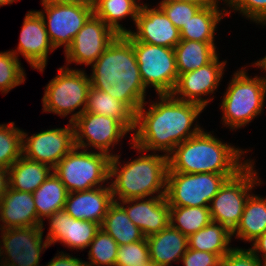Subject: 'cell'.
Wrapping results in <instances>:
<instances>
[{"instance_id": "9a60e30c", "label": "cell", "mask_w": 266, "mask_h": 266, "mask_svg": "<svg viewBox=\"0 0 266 266\" xmlns=\"http://www.w3.org/2000/svg\"><path fill=\"white\" fill-rule=\"evenodd\" d=\"M116 37L117 34L93 13L64 51L67 64L91 66Z\"/></svg>"}, {"instance_id": "7dc6e473", "label": "cell", "mask_w": 266, "mask_h": 266, "mask_svg": "<svg viewBox=\"0 0 266 266\" xmlns=\"http://www.w3.org/2000/svg\"><path fill=\"white\" fill-rule=\"evenodd\" d=\"M14 1H17V0H0V6L12 4Z\"/></svg>"}, {"instance_id": "d4e9b609", "label": "cell", "mask_w": 266, "mask_h": 266, "mask_svg": "<svg viewBox=\"0 0 266 266\" xmlns=\"http://www.w3.org/2000/svg\"><path fill=\"white\" fill-rule=\"evenodd\" d=\"M52 171L49 165L29 160L22 155L8 169L9 187L17 191L33 193Z\"/></svg>"}, {"instance_id": "7bdbcfd3", "label": "cell", "mask_w": 266, "mask_h": 266, "mask_svg": "<svg viewBox=\"0 0 266 266\" xmlns=\"http://www.w3.org/2000/svg\"><path fill=\"white\" fill-rule=\"evenodd\" d=\"M251 246L252 247L249 249L256 255V257L263 263L266 262V231L253 241ZM258 253H260L261 256Z\"/></svg>"}, {"instance_id": "2e32d148", "label": "cell", "mask_w": 266, "mask_h": 266, "mask_svg": "<svg viewBox=\"0 0 266 266\" xmlns=\"http://www.w3.org/2000/svg\"><path fill=\"white\" fill-rule=\"evenodd\" d=\"M226 63L219 61L217 55L205 66L180 74L172 95L179 100L197 103L205 108L212 98L204 99L202 96L215 93L223 77Z\"/></svg>"}, {"instance_id": "60d3db41", "label": "cell", "mask_w": 266, "mask_h": 266, "mask_svg": "<svg viewBox=\"0 0 266 266\" xmlns=\"http://www.w3.org/2000/svg\"><path fill=\"white\" fill-rule=\"evenodd\" d=\"M180 261L184 266H220L221 258L211 252L188 248Z\"/></svg>"}, {"instance_id": "30bf717a", "label": "cell", "mask_w": 266, "mask_h": 266, "mask_svg": "<svg viewBox=\"0 0 266 266\" xmlns=\"http://www.w3.org/2000/svg\"><path fill=\"white\" fill-rule=\"evenodd\" d=\"M125 36L133 44L141 80L146 89L152 86L157 95L172 94L179 78L174 48L137 41L130 33Z\"/></svg>"}, {"instance_id": "ab89813d", "label": "cell", "mask_w": 266, "mask_h": 266, "mask_svg": "<svg viewBox=\"0 0 266 266\" xmlns=\"http://www.w3.org/2000/svg\"><path fill=\"white\" fill-rule=\"evenodd\" d=\"M220 266H264L250 249L232 248L220 261Z\"/></svg>"}, {"instance_id": "f1b7e54d", "label": "cell", "mask_w": 266, "mask_h": 266, "mask_svg": "<svg viewBox=\"0 0 266 266\" xmlns=\"http://www.w3.org/2000/svg\"><path fill=\"white\" fill-rule=\"evenodd\" d=\"M68 193L65 185L54 172L33 192L37 217L42 222L41 226L44 225V217L64 209Z\"/></svg>"}, {"instance_id": "c3c4849f", "label": "cell", "mask_w": 266, "mask_h": 266, "mask_svg": "<svg viewBox=\"0 0 266 266\" xmlns=\"http://www.w3.org/2000/svg\"><path fill=\"white\" fill-rule=\"evenodd\" d=\"M142 266H157V265L153 264V262L150 261V262H148V263H146V264H144Z\"/></svg>"}, {"instance_id": "484cf974", "label": "cell", "mask_w": 266, "mask_h": 266, "mask_svg": "<svg viewBox=\"0 0 266 266\" xmlns=\"http://www.w3.org/2000/svg\"><path fill=\"white\" fill-rule=\"evenodd\" d=\"M224 11V13H223ZM217 5L203 6L190 20L181 28V40H194L200 42L214 43V34L217 24L222 18L230 14Z\"/></svg>"}, {"instance_id": "f907efd6", "label": "cell", "mask_w": 266, "mask_h": 266, "mask_svg": "<svg viewBox=\"0 0 266 266\" xmlns=\"http://www.w3.org/2000/svg\"><path fill=\"white\" fill-rule=\"evenodd\" d=\"M83 1H87V2H90V3L94 2V0H83Z\"/></svg>"}, {"instance_id": "7c38bea8", "label": "cell", "mask_w": 266, "mask_h": 266, "mask_svg": "<svg viewBox=\"0 0 266 266\" xmlns=\"http://www.w3.org/2000/svg\"><path fill=\"white\" fill-rule=\"evenodd\" d=\"M72 124L76 147L81 150H88L89 147H92L111 157L113 153H109L112 150L110 147L113 148L121 138L130 132L115 118L88 112H83Z\"/></svg>"}, {"instance_id": "681fc988", "label": "cell", "mask_w": 266, "mask_h": 266, "mask_svg": "<svg viewBox=\"0 0 266 266\" xmlns=\"http://www.w3.org/2000/svg\"><path fill=\"white\" fill-rule=\"evenodd\" d=\"M0 264H1L0 266H9L6 263L1 262V260H0Z\"/></svg>"}, {"instance_id": "74e56055", "label": "cell", "mask_w": 266, "mask_h": 266, "mask_svg": "<svg viewBox=\"0 0 266 266\" xmlns=\"http://www.w3.org/2000/svg\"><path fill=\"white\" fill-rule=\"evenodd\" d=\"M150 262L147 238L140 241L118 245L115 266H142Z\"/></svg>"}, {"instance_id": "f35d334b", "label": "cell", "mask_w": 266, "mask_h": 266, "mask_svg": "<svg viewBox=\"0 0 266 266\" xmlns=\"http://www.w3.org/2000/svg\"><path fill=\"white\" fill-rule=\"evenodd\" d=\"M224 2L251 21L266 25V0H224Z\"/></svg>"}, {"instance_id": "cb8c5ba5", "label": "cell", "mask_w": 266, "mask_h": 266, "mask_svg": "<svg viewBox=\"0 0 266 266\" xmlns=\"http://www.w3.org/2000/svg\"><path fill=\"white\" fill-rule=\"evenodd\" d=\"M84 112L115 118L130 132H134L136 113L126 103L92 86L88 92L87 104Z\"/></svg>"}, {"instance_id": "52a82bcc", "label": "cell", "mask_w": 266, "mask_h": 266, "mask_svg": "<svg viewBox=\"0 0 266 266\" xmlns=\"http://www.w3.org/2000/svg\"><path fill=\"white\" fill-rule=\"evenodd\" d=\"M90 87V77L85 70H74L67 65L60 67L58 75L45 87L43 112H52L62 117L72 113L69 120L72 123L85 111ZM77 108L79 111L75 112Z\"/></svg>"}, {"instance_id": "3957f363", "label": "cell", "mask_w": 266, "mask_h": 266, "mask_svg": "<svg viewBox=\"0 0 266 266\" xmlns=\"http://www.w3.org/2000/svg\"><path fill=\"white\" fill-rule=\"evenodd\" d=\"M245 152L202 129L168 155V172L237 174L250 161L241 162Z\"/></svg>"}, {"instance_id": "5b68a950", "label": "cell", "mask_w": 266, "mask_h": 266, "mask_svg": "<svg viewBox=\"0 0 266 266\" xmlns=\"http://www.w3.org/2000/svg\"><path fill=\"white\" fill-rule=\"evenodd\" d=\"M245 71L234 73L221 103L223 124L230 129L249 124L262 113L265 103L266 77L252 78Z\"/></svg>"}, {"instance_id": "4316f807", "label": "cell", "mask_w": 266, "mask_h": 266, "mask_svg": "<svg viewBox=\"0 0 266 266\" xmlns=\"http://www.w3.org/2000/svg\"><path fill=\"white\" fill-rule=\"evenodd\" d=\"M250 194L244 205L239 224L232 236L247 242L255 241L266 231V198Z\"/></svg>"}, {"instance_id": "ee69618b", "label": "cell", "mask_w": 266, "mask_h": 266, "mask_svg": "<svg viewBox=\"0 0 266 266\" xmlns=\"http://www.w3.org/2000/svg\"><path fill=\"white\" fill-rule=\"evenodd\" d=\"M9 188V172L8 169L0 168V201L7 193Z\"/></svg>"}, {"instance_id": "83f0119b", "label": "cell", "mask_w": 266, "mask_h": 266, "mask_svg": "<svg viewBox=\"0 0 266 266\" xmlns=\"http://www.w3.org/2000/svg\"><path fill=\"white\" fill-rule=\"evenodd\" d=\"M174 52L178 75L205 66L218 55L215 43L194 40H181Z\"/></svg>"}, {"instance_id": "5bb4252c", "label": "cell", "mask_w": 266, "mask_h": 266, "mask_svg": "<svg viewBox=\"0 0 266 266\" xmlns=\"http://www.w3.org/2000/svg\"><path fill=\"white\" fill-rule=\"evenodd\" d=\"M75 147L74 127L47 129L32 136L23 131L22 155L52 169Z\"/></svg>"}, {"instance_id": "9c48e42d", "label": "cell", "mask_w": 266, "mask_h": 266, "mask_svg": "<svg viewBox=\"0 0 266 266\" xmlns=\"http://www.w3.org/2000/svg\"><path fill=\"white\" fill-rule=\"evenodd\" d=\"M43 18L49 39L55 49L72 44L76 34L93 14V3L83 0H42ZM46 14V15H45Z\"/></svg>"}, {"instance_id": "44dd1931", "label": "cell", "mask_w": 266, "mask_h": 266, "mask_svg": "<svg viewBox=\"0 0 266 266\" xmlns=\"http://www.w3.org/2000/svg\"><path fill=\"white\" fill-rule=\"evenodd\" d=\"M114 202L111 186L69 192L64 210L74 219L103 223L109 206Z\"/></svg>"}, {"instance_id": "277c9868", "label": "cell", "mask_w": 266, "mask_h": 266, "mask_svg": "<svg viewBox=\"0 0 266 266\" xmlns=\"http://www.w3.org/2000/svg\"><path fill=\"white\" fill-rule=\"evenodd\" d=\"M119 159L120 155L117 154H113L110 159L109 177H115L110 184L114 201L154 197L155 193L158 196L166 195L169 168L167 155H141L125 165Z\"/></svg>"}, {"instance_id": "e0dca14e", "label": "cell", "mask_w": 266, "mask_h": 266, "mask_svg": "<svg viewBox=\"0 0 266 266\" xmlns=\"http://www.w3.org/2000/svg\"><path fill=\"white\" fill-rule=\"evenodd\" d=\"M43 18L37 11H28L25 15L17 50H11L18 58V53L34 69L43 72L48 61V53L54 51Z\"/></svg>"}, {"instance_id": "bcb514c9", "label": "cell", "mask_w": 266, "mask_h": 266, "mask_svg": "<svg viewBox=\"0 0 266 266\" xmlns=\"http://www.w3.org/2000/svg\"><path fill=\"white\" fill-rule=\"evenodd\" d=\"M253 65L255 67L257 66L259 68H262L261 70H264L266 72V56L260 59L259 61H256Z\"/></svg>"}, {"instance_id": "d590c367", "label": "cell", "mask_w": 266, "mask_h": 266, "mask_svg": "<svg viewBox=\"0 0 266 266\" xmlns=\"http://www.w3.org/2000/svg\"><path fill=\"white\" fill-rule=\"evenodd\" d=\"M26 74L19 58L12 51L0 52V91L7 94L25 82Z\"/></svg>"}, {"instance_id": "d6986e66", "label": "cell", "mask_w": 266, "mask_h": 266, "mask_svg": "<svg viewBox=\"0 0 266 266\" xmlns=\"http://www.w3.org/2000/svg\"><path fill=\"white\" fill-rule=\"evenodd\" d=\"M136 32L130 34L140 42L174 48L180 41V31L158 6L141 5L136 19Z\"/></svg>"}, {"instance_id": "ba28073f", "label": "cell", "mask_w": 266, "mask_h": 266, "mask_svg": "<svg viewBox=\"0 0 266 266\" xmlns=\"http://www.w3.org/2000/svg\"><path fill=\"white\" fill-rule=\"evenodd\" d=\"M252 162L250 160L234 177L227 179L209 205L212 221L226 226L231 232L240 222L254 185L262 184Z\"/></svg>"}, {"instance_id": "1f68e13d", "label": "cell", "mask_w": 266, "mask_h": 266, "mask_svg": "<svg viewBox=\"0 0 266 266\" xmlns=\"http://www.w3.org/2000/svg\"><path fill=\"white\" fill-rule=\"evenodd\" d=\"M100 228L108 233L118 245L134 243L144 238L141 230L115 201L109 206Z\"/></svg>"}, {"instance_id": "f6af8a7d", "label": "cell", "mask_w": 266, "mask_h": 266, "mask_svg": "<svg viewBox=\"0 0 266 266\" xmlns=\"http://www.w3.org/2000/svg\"><path fill=\"white\" fill-rule=\"evenodd\" d=\"M182 1H191L198 3L202 6H210V5H218L219 6V0H182ZM224 1V0H222Z\"/></svg>"}, {"instance_id": "603a6c76", "label": "cell", "mask_w": 266, "mask_h": 266, "mask_svg": "<svg viewBox=\"0 0 266 266\" xmlns=\"http://www.w3.org/2000/svg\"><path fill=\"white\" fill-rule=\"evenodd\" d=\"M150 261L157 266H170L180 261L188 249V237L170 224L160 232L147 237Z\"/></svg>"}, {"instance_id": "f546056e", "label": "cell", "mask_w": 266, "mask_h": 266, "mask_svg": "<svg viewBox=\"0 0 266 266\" xmlns=\"http://www.w3.org/2000/svg\"><path fill=\"white\" fill-rule=\"evenodd\" d=\"M136 0H94L93 13L102 19L117 35H126L131 30L119 24V20L131 17L136 23L141 5Z\"/></svg>"}, {"instance_id": "ffe728a7", "label": "cell", "mask_w": 266, "mask_h": 266, "mask_svg": "<svg viewBox=\"0 0 266 266\" xmlns=\"http://www.w3.org/2000/svg\"><path fill=\"white\" fill-rule=\"evenodd\" d=\"M49 219V232L46 239L50 246L56 242L70 249L83 250L89 247L100 225L81 219H74L64 209L46 217Z\"/></svg>"}, {"instance_id": "8992f818", "label": "cell", "mask_w": 266, "mask_h": 266, "mask_svg": "<svg viewBox=\"0 0 266 266\" xmlns=\"http://www.w3.org/2000/svg\"><path fill=\"white\" fill-rule=\"evenodd\" d=\"M79 150V151H78ZM111 156L74 147L53 168V172L65 185L68 192L85 191L103 187L110 179Z\"/></svg>"}, {"instance_id": "d6a6232c", "label": "cell", "mask_w": 266, "mask_h": 266, "mask_svg": "<svg viewBox=\"0 0 266 266\" xmlns=\"http://www.w3.org/2000/svg\"><path fill=\"white\" fill-rule=\"evenodd\" d=\"M169 222L173 228L189 237L209 225L212 218L209 207L170 206Z\"/></svg>"}, {"instance_id": "8fae6325", "label": "cell", "mask_w": 266, "mask_h": 266, "mask_svg": "<svg viewBox=\"0 0 266 266\" xmlns=\"http://www.w3.org/2000/svg\"><path fill=\"white\" fill-rule=\"evenodd\" d=\"M236 174L167 172L169 206L209 207L220 187Z\"/></svg>"}, {"instance_id": "836d02e7", "label": "cell", "mask_w": 266, "mask_h": 266, "mask_svg": "<svg viewBox=\"0 0 266 266\" xmlns=\"http://www.w3.org/2000/svg\"><path fill=\"white\" fill-rule=\"evenodd\" d=\"M14 124H0V168L9 169L22 156L23 131Z\"/></svg>"}, {"instance_id": "6da1fadb", "label": "cell", "mask_w": 266, "mask_h": 266, "mask_svg": "<svg viewBox=\"0 0 266 266\" xmlns=\"http://www.w3.org/2000/svg\"><path fill=\"white\" fill-rule=\"evenodd\" d=\"M158 98L147 111L144 107L147 102L138 109L130 144L139 153L163 151L168 156L178 144L202 130L198 122L193 129L191 126L205 108L172 94L158 95Z\"/></svg>"}, {"instance_id": "4dcf8cb0", "label": "cell", "mask_w": 266, "mask_h": 266, "mask_svg": "<svg viewBox=\"0 0 266 266\" xmlns=\"http://www.w3.org/2000/svg\"><path fill=\"white\" fill-rule=\"evenodd\" d=\"M232 232L220 223L211 222L188 237V248L217 254L221 259L232 249Z\"/></svg>"}, {"instance_id": "4fadbf2b", "label": "cell", "mask_w": 266, "mask_h": 266, "mask_svg": "<svg viewBox=\"0 0 266 266\" xmlns=\"http://www.w3.org/2000/svg\"><path fill=\"white\" fill-rule=\"evenodd\" d=\"M43 227L0 229V258L4 255L1 262L9 266H39L43 248L45 251L50 246L47 239L43 242Z\"/></svg>"}, {"instance_id": "7402d4cb", "label": "cell", "mask_w": 266, "mask_h": 266, "mask_svg": "<svg viewBox=\"0 0 266 266\" xmlns=\"http://www.w3.org/2000/svg\"><path fill=\"white\" fill-rule=\"evenodd\" d=\"M0 229L41 226L33 193L8 188L0 201Z\"/></svg>"}, {"instance_id": "e575fe53", "label": "cell", "mask_w": 266, "mask_h": 266, "mask_svg": "<svg viewBox=\"0 0 266 266\" xmlns=\"http://www.w3.org/2000/svg\"><path fill=\"white\" fill-rule=\"evenodd\" d=\"M89 247L87 266H115L118 243L103 229L97 231Z\"/></svg>"}, {"instance_id": "ac0fdd59", "label": "cell", "mask_w": 266, "mask_h": 266, "mask_svg": "<svg viewBox=\"0 0 266 266\" xmlns=\"http://www.w3.org/2000/svg\"><path fill=\"white\" fill-rule=\"evenodd\" d=\"M115 202L125 210L145 238L160 232L170 224V206L165 196L156 195Z\"/></svg>"}, {"instance_id": "8d00e7d4", "label": "cell", "mask_w": 266, "mask_h": 266, "mask_svg": "<svg viewBox=\"0 0 266 266\" xmlns=\"http://www.w3.org/2000/svg\"><path fill=\"white\" fill-rule=\"evenodd\" d=\"M158 6L179 31L203 7L198 3L182 0H162Z\"/></svg>"}, {"instance_id": "7a4b0ae2", "label": "cell", "mask_w": 266, "mask_h": 266, "mask_svg": "<svg viewBox=\"0 0 266 266\" xmlns=\"http://www.w3.org/2000/svg\"><path fill=\"white\" fill-rule=\"evenodd\" d=\"M91 86L126 103L135 113L146 102L144 86L132 42L117 37L92 64Z\"/></svg>"}, {"instance_id": "b9f144b4", "label": "cell", "mask_w": 266, "mask_h": 266, "mask_svg": "<svg viewBox=\"0 0 266 266\" xmlns=\"http://www.w3.org/2000/svg\"><path fill=\"white\" fill-rule=\"evenodd\" d=\"M60 254V255H59ZM46 266H87V261H83L69 254L59 252Z\"/></svg>"}]
</instances>
